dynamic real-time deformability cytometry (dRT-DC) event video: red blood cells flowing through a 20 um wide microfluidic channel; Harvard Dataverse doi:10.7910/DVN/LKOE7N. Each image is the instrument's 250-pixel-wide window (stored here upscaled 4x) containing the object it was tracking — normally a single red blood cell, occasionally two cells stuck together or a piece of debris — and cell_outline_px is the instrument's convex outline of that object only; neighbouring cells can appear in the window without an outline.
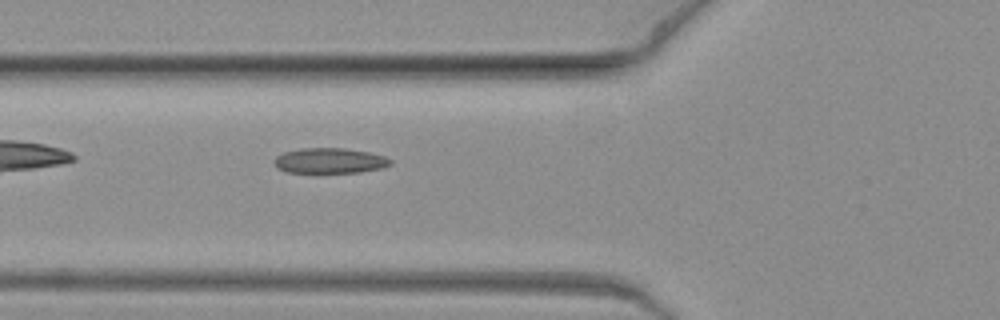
{"species": "common noctule bat (a hibernating species)", "species_latin": "Nyctalus noctula", "temperature_condition": "warm", "stored_images_in_passage": 2, "camera_frame_rate_fps": 3000, "um_per_image_px": 0.085, "animal": {"sex": "female", "body_mass_g": 19.3, "forearm_length_mm": 54.1}, "frame": {"image": 1, "passage_image": 2, "time_ms": 0.333, "image_size_px": [1000, 320], "cell_outline_px": [[392, 164], [384, 168], [360, 172], [288, 172], [276, 168], [272, 160], [276, 156], [284, 152], [300, 148], [344, 148], [368, 152], [384, 156], [392, 160]], "centroid_in_image_um": [28.02, 13.65], "position_along_channel_um": 97.8, "area_um2": 17.22}}